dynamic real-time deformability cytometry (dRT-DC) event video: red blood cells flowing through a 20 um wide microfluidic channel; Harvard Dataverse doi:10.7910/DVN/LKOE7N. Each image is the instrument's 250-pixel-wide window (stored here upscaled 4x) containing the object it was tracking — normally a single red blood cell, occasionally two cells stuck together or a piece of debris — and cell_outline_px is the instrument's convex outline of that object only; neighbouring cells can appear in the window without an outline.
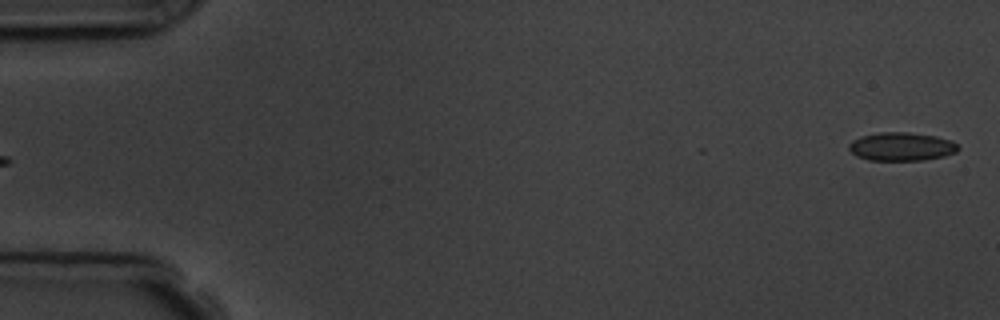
{"species": "common noctule bat (a hibernating species)", "species_latin": "Nyctalus noctula", "temperature_condition": "room temperature", "stored_images_in_passage": 6, "segment_of_instrument_passage": [2, 2], "camera_frame_rate_fps": 3000, "um_per_image_px": 0.085, "animal": {"sex": "male", "body_mass_g": 19.5, "forearm_length_mm": 54.6}, "frame": {"image": 1, "passage_image": 6, "time_ms": 5.667, "image_size_px": [1000, 320], "cell_outline_px": [[960, 148], [956, 152], [944, 156], [924, 160], [868, 160], [856, 156], [848, 148], [848, 144], [852, 140], [860, 136], [880, 132], [908, 132], [936, 136], [952, 140]], "centroid_in_image_um": [76.61, 12.45], "position_along_channel_um": 8.4, "area_um2": 18.21}}